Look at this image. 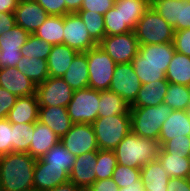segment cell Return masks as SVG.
I'll list each match as a JSON object with an SVG mask.
<instances>
[{
  "instance_id": "38",
  "label": "cell",
  "mask_w": 190,
  "mask_h": 191,
  "mask_svg": "<svg viewBox=\"0 0 190 191\" xmlns=\"http://www.w3.org/2000/svg\"><path fill=\"white\" fill-rule=\"evenodd\" d=\"M117 166V158L113 150L97 151V164L95 165L96 180L112 178Z\"/></svg>"
},
{
  "instance_id": "39",
  "label": "cell",
  "mask_w": 190,
  "mask_h": 191,
  "mask_svg": "<svg viewBox=\"0 0 190 191\" xmlns=\"http://www.w3.org/2000/svg\"><path fill=\"white\" fill-rule=\"evenodd\" d=\"M51 48L52 45L48 42L36 37L34 34H30L26 43L21 47V54L29 59L33 57L47 60Z\"/></svg>"
},
{
  "instance_id": "27",
  "label": "cell",
  "mask_w": 190,
  "mask_h": 191,
  "mask_svg": "<svg viewBox=\"0 0 190 191\" xmlns=\"http://www.w3.org/2000/svg\"><path fill=\"white\" fill-rule=\"evenodd\" d=\"M113 7L120 9L122 23H125L131 31H134L138 21L150 6L147 0H116Z\"/></svg>"
},
{
  "instance_id": "52",
  "label": "cell",
  "mask_w": 190,
  "mask_h": 191,
  "mask_svg": "<svg viewBox=\"0 0 190 191\" xmlns=\"http://www.w3.org/2000/svg\"><path fill=\"white\" fill-rule=\"evenodd\" d=\"M15 25L14 13H0V35L11 30Z\"/></svg>"
},
{
  "instance_id": "2",
  "label": "cell",
  "mask_w": 190,
  "mask_h": 191,
  "mask_svg": "<svg viewBox=\"0 0 190 191\" xmlns=\"http://www.w3.org/2000/svg\"><path fill=\"white\" fill-rule=\"evenodd\" d=\"M160 149L157 140L142 138L130 131L113 151L117 164L141 169L158 158Z\"/></svg>"
},
{
  "instance_id": "25",
  "label": "cell",
  "mask_w": 190,
  "mask_h": 191,
  "mask_svg": "<svg viewBox=\"0 0 190 191\" xmlns=\"http://www.w3.org/2000/svg\"><path fill=\"white\" fill-rule=\"evenodd\" d=\"M168 84L169 82L166 79L142 84L136 100L130 107H149L162 104Z\"/></svg>"
},
{
  "instance_id": "29",
  "label": "cell",
  "mask_w": 190,
  "mask_h": 191,
  "mask_svg": "<svg viewBox=\"0 0 190 191\" xmlns=\"http://www.w3.org/2000/svg\"><path fill=\"white\" fill-rule=\"evenodd\" d=\"M130 114V105L115 92L100 91L98 117Z\"/></svg>"
},
{
  "instance_id": "58",
  "label": "cell",
  "mask_w": 190,
  "mask_h": 191,
  "mask_svg": "<svg viewBox=\"0 0 190 191\" xmlns=\"http://www.w3.org/2000/svg\"><path fill=\"white\" fill-rule=\"evenodd\" d=\"M24 191H40V190L33 187V188H30V189H27V190H24Z\"/></svg>"
},
{
  "instance_id": "4",
  "label": "cell",
  "mask_w": 190,
  "mask_h": 191,
  "mask_svg": "<svg viewBox=\"0 0 190 191\" xmlns=\"http://www.w3.org/2000/svg\"><path fill=\"white\" fill-rule=\"evenodd\" d=\"M92 127L96 135L98 149L114 150L131 131L130 114L98 117Z\"/></svg>"
},
{
  "instance_id": "47",
  "label": "cell",
  "mask_w": 190,
  "mask_h": 191,
  "mask_svg": "<svg viewBox=\"0 0 190 191\" xmlns=\"http://www.w3.org/2000/svg\"><path fill=\"white\" fill-rule=\"evenodd\" d=\"M49 16L65 15V0H36Z\"/></svg>"
},
{
  "instance_id": "28",
  "label": "cell",
  "mask_w": 190,
  "mask_h": 191,
  "mask_svg": "<svg viewBox=\"0 0 190 191\" xmlns=\"http://www.w3.org/2000/svg\"><path fill=\"white\" fill-rule=\"evenodd\" d=\"M166 80L169 83L190 85V57L175 51L166 71Z\"/></svg>"
},
{
  "instance_id": "53",
  "label": "cell",
  "mask_w": 190,
  "mask_h": 191,
  "mask_svg": "<svg viewBox=\"0 0 190 191\" xmlns=\"http://www.w3.org/2000/svg\"><path fill=\"white\" fill-rule=\"evenodd\" d=\"M19 0H0V13H14Z\"/></svg>"
},
{
  "instance_id": "11",
  "label": "cell",
  "mask_w": 190,
  "mask_h": 191,
  "mask_svg": "<svg viewBox=\"0 0 190 191\" xmlns=\"http://www.w3.org/2000/svg\"><path fill=\"white\" fill-rule=\"evenodd\" d=\"M141 85L131 63L117 64L109 91L120 95L131 106L137 98Z\"/></svg>"
},
{
  "instance_id": "35",
  "label": "cell",
  "mask_w": 190,
  "mask_h": 191,
  "mask_svg": "<svg viewBox=\"0 0 190 191\" xmlns=\"http://www.w3.org/2000/svg\"><path fill=\"white\" fill-rule=\"evenodd\" d=\"M34 123H12V152L28 153Z\"/></svg>"
},
{
  "instance_id": "21",
  "label": "cell",
  "mask_w": 190,
  "mask_h": 191,
  "mask_svg": "<svg viewBox=\"0 0 190 191\" xmlns=\"http://www.w3.org/2000/svg\"><path fill=\"white\" fill-rule=\"evenodd\" d=\"M175 53L173 43L140 45L131 63H153L169 65Z\"/></svg>"
},
{
  "instance_id": "36",
  "label": "cell",
  "mask_w": 190,
  "mask_h": 191,
  "mask_svg": "<svg viewBox=\"0 0 190 191\" xmlns=\"http://www.w3.org/2000/svg\"><path fill=\"white\" fill-rule=\"evenodd\" d=\"M133 70L142 84L166 79V71L169 65L153 63H131Z\"/></svg>"
},
{
  "instance_id": "34",
  "label": "cell",
  "mask_w": 190,
  "mask_h": 191,
  "mask_svg": "<svg viewBox=\"0 0 190 191\" xmlns=\"http://www.w3.org/2000/svg\"><path fill=\"white\" fill-rule=\"evenodd\" d=\"M163 103L169 105L172 110H190L188 86L169 83Z\"/></svg>"
},
{
  "instance_id": "16",
  "label": "cell",
  "mask_w": 190,
  "mask_h": 191,
  "mask_svg": "<svg viewBox=\"0 0 190 191\" xmlns=\"http://www.w3.org/2000/svg\"><path fill=\"white\" fill-rule=\"evenodd\" d=\"M68 181L69 174L63 167L48 166L47 162L37 159L33 173L34 188L47 191Z\"/></svg>"
},
{
  "instance_id": "19",
  "label": "cell",
  "mask_w": 190,
  "mask_h": 191,
  "mask_svg": "<svg viewBox=\"0 0 190 191\" xmlns=\"http://www.w3.org/2000/svg\"><path fill=\"white\" fill-rule=\"evenodd\" d=\"M38 121L50 127L59 138L64 136L73 125L67 107L62 106L39 107Z\"/></svg>"
},
{
  "instance_id": "23",
  "label": "cell",
  "mask_w": 190,
  "mask_h": 191,
  "mask_svg": "<svg viewBox=\"0 0 190 191\" xmlns=\"http://www.w3.org/2000/svg\"><path fill=\"white\" fill-rule=\"evenodd\" d=\"M39 103L36 94L17 97L7 119L11 123H35L38 121Z\"/></svg>"
},
{
  "instance_id": "44",
  "label": "cell",
  "mask_w": 190,
  "mask_h": 191,
  "mask_svg": "<svg viewBox=\"0 0 190 191\" xmlns=\"http://www.w3.org/2000/svg\"><path fill=\"white\" fill-rule=\"evenodd\" d=\"M12 153V123L0 119V157Z\"/></svg>"
},
{
  "instance_id": "55",
  "label": "cell",
  "mask_w": 190,
  "mask_h": 191,
  "mask_svg": "<svg viewBox=\"0 0 190 191\" xmlns=\"http://www.w3.org/2000/svg\"><path fill=\"white\" fill-rule=\"evenodd\" d=\"M47 191H83V189L68 181L67 183L58 185L55 188Z\"/></svg>"
},
{
  "instance_id": "31",
  "label": "cell",
  "mask_w": 190,
  "mask_h": 191,
  "mask_svg": "<svg viewBox=\"0 0 190 191\" xmlns=\"http://www.w3.org/2000/svg\"><path fill=\"white\" fill-rule=\"evenodd\" d=\"M23 75L28 77L36 86L43 83L48 77L47 60L37 58H27L22 56L16 65Z\"/></svg>"
},
{
  "instance_id": "51",
  "label": "cell",
  "mask_w": 190,
  "mask_h": 191,
  "mask_svg": "<svg viewBox=\"0 0 190 191\" xmlns=\"http://www.w3.org/2000/svg\"><path fill=\"white\" fill-rule=\"evenodd\" d=\"M167 191H190V181L187 178H170Z\"/></svg>"
},
{
  "instance_id": "15",
  "label": "cell",
  "mask_w": 190,
  "mask_h": 191,
  "mask_svg": "<svg viewBox=\"0 0 190 191\" xmlns=\"http://www.w3.org/2000/svg\"><path fill=\"white\" fill-rule=\"evenodd\" d=\"M96 164L97 151H90L76 156L69 174V181L83 190L88 189L96 181Z\"/></svg>"
},
{
  "instance_id": "6",
  "label": "cell",
  "mask_w": 190,
  "mask_h": 191,
  "mask_svg": "<svg viewBox=\"0 0 190 191\" xmlns=\"http://www.w3.org/2000/svg\"><path fill=\"white\" fill-rule=\"evenodd\" d=\"M85 53L88 61L89 88L98 91L109 90L117 64L99 45Z\"/></svg>"
},
{
  "instance_id": "37",
  "label": "cell",
  "mask_w": 190,
  "mask_h": 191,
  "mask_svg": "<svg viewBox=\"0 0 190 191\" xmlns=\"http://www.w3.org/2000/svg\"><path fill=\"white\" fill-rule=\"evenodd\" d=\"M90 37L99 44L105 37L104 15L91 11H78Z\"/></svg>"
},
{
  "instance_id": "56",
  "label": "cell",
  "mask_w": 190,
  "mask_h": 191,
  "mask_svg": "<svg viewBox=\"0 0 190 191\" xmlns=\"http://www.w3.org/2000/svg\"><path fill=\"white\" fill-rule=\"evenodd\" d=\"M144 184L141 178L135 182V184H131L128 187L119 188V191H145Z\"/></svg>"
},
{
  "instance_id": "5",
  "label": "cell",
  "mask_w": 190,
  "mask_h": 191,
  "mask_svg": "<svg viewBox=\"0 0 190 191\" xmlns=\"http://www.w3.org/2000/svg\"><path fill=\"white\" fill-rule=\"evenodd\" d=\"M139 45L173 43L174 29L151 6L134 29Z\"/></svg>"
},
{
  "instance_id": "13",
  "label": "cell",
  "mask_w": 190,
  "mask_h": 191,
  "mask_svg": "<svg viewBox=\"0 0 190 191\" xmlns=\"http://www.w3.org/2000/svg\"><path fill=\"white\" fill-rule=\"evenodd\" d=\"M29 35L18 25L0 35V69L16 67L22 57L21 47L26 43Z\"/></svg>"
},
{
  "instance_id": "57",
  "label": "cell",
  "mask_w": 190,
  "mask_h": 191,
  "mask_svg": "<svg viewBox=\"0 0 190 191\" xmlns=\"http://www.w3.org/2000/svg\"><path fill=\"white\" fill-rule=\"evenodd\" d=\"M159 1H162V0H147V3L149 6H153L156 2H159Z\"/></svg>"
},
{
  "instance_id": "26",
  "label": "cell",
  "mask_w": 190,
  "mask_h": 191,
  "mask_svg": "<svg viewBox=\"0 0 190 191\" xmlns=\"http://www.w3.org/2000/svg\"><path fill=\"white\" fill-rule=\"evenodd\" d=\"M62 78L73 90L89 87L88 61L85 52H80L74 57Z\"/></svg>"
},
{
  "instance_id": "24",
  "label": "cell",
  "mask_w": 190,
  "mask_h": 191,
  "mask_svg": "<svg viewBox=\"0 0 190 191\" xmlns=\"http://www.w3.org/2000/svg\"><path fill=\"white\" fill-rule=\"evenodd\" d=\"M140 178L145 186V191H167L171 177L164 170L160 161L156 159L141 168Z\"/></svg>"
},
{
  "instance_id": "48",
  "label": "cell",
  "mask_w": 190,
  "mask_h": 191,
  "mask_svg": "<svg viewBox=\"0 0 190 191\" xmlns=\"http://www.w3.org/2000/svg\"><path fill=\"white\" fill-rule=\"evenodd\" d=\"M16 99L17 96L0 87V119L7 118L9 111L15 105Z\"/></svg>"
},
{
  "instance_id": "20",
  "label": "cell",
  "mask_w": 190,
  "mask_h": 191,
  "mask_svg": "<svg viewBox=\"0 0 190 191\" xmlns=\"http://www.w3.org/2000/svg\"><path fill=\"white\" fill-rule=\"evenodd\" d=\"M59 142V136L50 127L37 121L33 124V136L28 154L40 159Z\"/></svg>"
},
{
  "instance_id": "30",
  "label": "cell",
  "mask_w": 190,
  "mask_h": 191,
  "mask_svg": "<svg viewBox=\"0 0 190 191\" xmlns=\"http://www.w3.org/2000/svg\"><path fill=\"white\" fill-rule=\"evenodd\" d=\"M34 35L45 40L52 46L63 44L64 16H48L45 22L36 30Z\"/></svg>"
},
{
  "instance_id": "9",
  "label": "cell",
  "mask_w": 190,
  "mask_h": 191,
  "mask_svg": "<svg viewBox=\"0 0 190 191\" xmlns=\"http://www.w3.org/2000/svg\"><path fill=\"white\" fill-rule=\"evenodd\" d=\"M74 90L62 77H48L36 86V96L39 107L62 106L67 107L72 99Z\"/></svg>"
},
{
  "instance_id": "8",
  "label": "cell",
  "mask_w": 190,
  "mask_h": 191,
  "mask_svg": "<svg viewBox=\"0 0 190 191\" xmlns=\"http://www.w3.org/2000/svg\"><path fill=\"white\" fill-rule=\"evenodd\" d=\"M98 45L116 64L131 63L140 46L134 31L105 36Z\"/></svg>"
},
{
  "instance_id": "12",
  "label": "cell",
  "mask_w": 190,
  "mask_h": 191,
  "mask_svg": "<svg viewBox=\"0 0 190 191\" xmlns=\"http://www.w3.org/2000/svg\"><path fill=\"white\" fill-rule=\"evenodd\" d=\"M63 44L77 52H87L98 44L90 37L89 32L78 13L64 15Z\"/></svg>"
},
{
  "instance_id": "32",
  "label": "cell",
  "mask_w": 190,
  "mask_h": 191,
  "mask_svg": "<svg viewBox=\"0 0 190 191\" xmlns=\"http://www.w3.org/2000/svg\"><path fill=\"white\" fill-rule=\"evenodd\" d=\"M157 159L171 178H187L190 168V157L172 155L161 148Z\"/></svg>"
},
{
  "instance_id": "54",
  "label": "cell",
  "mask_w": 190,
  "mask_h": 191,
  "mask_svg": "<svg viewBox=\"0 0 190 191\" xmlns=\"http://www.w3.org/2000/svg\"><path fill=\"white\" fill-rule=\"evenodd\" d=\"M83 0H65V15L77 13L80 10Z\"/></svg>"
},
{
  "instance_id": "18",
  "label": "cell",
  "mask_w": 190,
  "mask_h": 191,
  "mask_svg": "<svg viewBox=\"0 0 190 191\" xmlns=\"http://www.w3.org/2000/svg\"><path fill=\"white\" fill-rule=\"evenodd\" d=\"M0 87L17 97L36 94V85L16 67L0 69Z\"/></svg>"
},
{
  "instance_id": "10",
  "label": "cell",
  "mask_w": 190,
  "mask_h": 191,
  "mask_svg": "<svg viewBox=\"0 0 190 191\" xmlns=\"http://www.w3.org/2000/svg\"><path fill=\"white\" fill-rule=\"evenodd\" d=\"M60 142L75 157L99 150L94 129L89 123L73 124L71 129L60 138Z\"/></svg>"
},
{
  "instance_id": "41",
  "label": "cell",
  "mask_w": 190,
  "mask_h": 191,
  "mask_svg": "<svg viewBox=\"0 0 190 191\" xmlns=\"http://www.w3.org/2000/svg\"><path fill=\"white\" fill-rule=\"evenodd\" d=\"M104 26H105V36L119 35L131 30L122 23V16L120 9H115L112 7L106 14H104Z\"/></svg>"
},
{
  "instance_id": "17",
  "label": "cell",
  "mask_w": 190,
  "mask_h": 191,
  "mask_svg": "<svg viewBox=\"0 0 190 191\" xmlns=\"http://www.w3.org/2000/svg\"><path fill=\"white\" fill-rule=\"evenodd\" d=\"M190 136V110H172L162 124L158 142L162 146L172 138Z\"/></svg>"
},
{
  "instance_id": "45",
  "label": "cell",
  "mask_w": 190,
  "mask_h": 191,
  "mask_svg": "<svg viewBox=\"0 0 190 191\" xmlns=\"http://www.w3.org/2000/svg\"><path fill=\"white\" fill-rule=\"evenodd\" d=\"M116 0H83L79 11H91L106 14L114 5Z\"/></svg>"
},
{
  "instance_id": "7",
  "label": "cell",
  "mask_w": 190,
  "mask_h": 191,
  "mask_svg": "<svg viewBox=\"0 0 190 191\" xmlns=\"http://www.w3.org/2000/svg\"><path fill=\"white\" fill-rule=\"evenodd\" d=\"M100 91L92 88L74 90L67 112L73 124H92L98 118Z\"/></svg>"
},
{
  "instance_id": "42",
  "label": "cell",
  "mask_w": 190,
  "mask_h": 191,
  "mask_svg": "<svg viewBox=\"0 0 190 191\" xmlns=\"http://www.w3.org/2000/svg\"><path fill=\"white\" fill-rule=\"evenodd\" d=\"M141 169L132 168L117 164L112 179L116 182L119 188L128 187L131 184H135L140 179Z\"/></svg>"
},
{
  "instance_id": "22",
  "label": "cell",
  "mask_w": 190,
  "mask_h": 191,
  "mask_svg": "<svg viewBox=\"0 0 190 191\" xmlns=\"http://www.w3.org/2000/svg\"><path fill=\"white\" fill-rule=\"evenodd\" d=\"M78 53L75 49L64 44L53 45L47 58L49 76L63 77Z\"/></svg>"
},
{
  "instance_id": "59",
  "label": "cell",
  "mask_w": 190,
  "mask_h": 191,
  "mask_svg": "<svg viewBox=\"0 0 190 191\" xmlns=\"http://www.w3.org/2000/svg\"><path fill=\"white\" fill-rule=\"evenodd\" d=\"M187 179L190 181V168H189V173H188Z\"/></svg>"
},
{
  "instance_id": "50",
  "label": "cell",
  "mask_w": 190,
  "mask_h": 191,
  "mask_svg": "<svg viewBox=\"0 0 190 191\" xmlns=\"http://www.w3.org/2000/svg\"><path fill=\"white\" fill-rule=\"evenodd\" d=\"M88 191H119V187L112 178L96 180Z\"/></svg>"
},
{
  "instance_id": "40",
  "label": "cell",
  "mask_w": 190,
  "mask_h": 191,
  "mask_svg": "<svg viewBox=\"0 0 190 191\" xmlns=\"http://www.w3.org/2000/svg\"><path fill=\"white\" fill-rule=\"evenodd\" d=\"M182 0H162L156 2L152 8L174 28L180 22Z\"/></svg>"
},
{
  "instance_id": "49",
  "label": "cell",
  "mask_w": 190,
  "mask_h": 191,
  "mask_svg": "<svg viewBox=\"0 0 190 191\" xmlns=\"http://www.w3.org/2000/svg\"><path fill=\"white\" fill-rule=\"evenodd\" d=\"M190 28V0H182L180 22L173 28L180 31Z\"/></svg>"
},
{
  "instance_id": "33",
  "label": "cell",
  "mask_w": 190,
  "mask_h": 191,
  "mask_svg": "<svg viewBox=\"0 0 190 191\" xmlns=\"http://www.w3.org/2000/svg\"><path fill=\"white\" fill-rule=\"evenodd\" d=\"M40 160L47 162L48 166L63 167V169L70 174L75 162V156L59 142L40 158Z\"/></svg>"
},
{
  "instance_id": "3",
  "label": "cell",
  "mask_w": 190,
  "mask_h": 191,
  "mask_svg": "<svg viewBox=\"0 0 190 191\" xmlns=\"http://www.w3.org/2000/svg\"><path fill=\"white\" fill-rule=\"evenodd\" d=\"M172 109L167 104L130 107L131 131L142 138L159 139L162 124Z\"/></svg>"
},
{
  "instance_id": "43",
  "label": "cell",
  "mask_w": 190,
  "mask_h": 191,
  "mask_svg": "<svg viewBox=\"0 0 190 191\" xmlns=\"http://www.w3.org/2000/svg\"><path fill=\"white\" fill-rule=\"evenodd\" d=\"M161 148L172 155H183L190 157V136L172 138L166 141Z\"/></svg>"
},
{
  "instance_id": "14",
  "label": "cell",
  "mask_w": 190,
  "mask_h": 191,
  "mask_svg": "<svg viewBox=\"0 0 190 191\" xmlns=\"http://www.w3.org/2000/svg\"><path fill=\"white\" fill-rule=\"evenodd\" d=\"M14 16L16 25L34 34L49 15L36 0H19Z\"/></svg>"
},
{
  "instance_id": "46",
  "label": "cell",
  "mask_w": 190,
  "mask_h": 191,
  "mask_svg": "<svg viewBox=\"0 0 190 191\" xmlns=\"http://www.w3.org/2000/svg\"><path fill=\"white\" fill-rule=\"evenodd\" d=\"M173 45L175 51L190 57V28L174 31Z\"/></svg>"
},
{
  "instance_id": "1",
  "label": "cell",
  "mask_w": 190,
  "mask_h": 191,
  "mask_svg": "<svg viewBox=\"0 0 190 191\" xmlns=\"http://www.w3.org/2000/svg\"><path fill=\"white\" fill-rule=\"evenodd\" d=\"M37 159L28 153L12 152L0 157L1 191H24L34 187L33 173Z\"/></svg>"
}]
</instances>
